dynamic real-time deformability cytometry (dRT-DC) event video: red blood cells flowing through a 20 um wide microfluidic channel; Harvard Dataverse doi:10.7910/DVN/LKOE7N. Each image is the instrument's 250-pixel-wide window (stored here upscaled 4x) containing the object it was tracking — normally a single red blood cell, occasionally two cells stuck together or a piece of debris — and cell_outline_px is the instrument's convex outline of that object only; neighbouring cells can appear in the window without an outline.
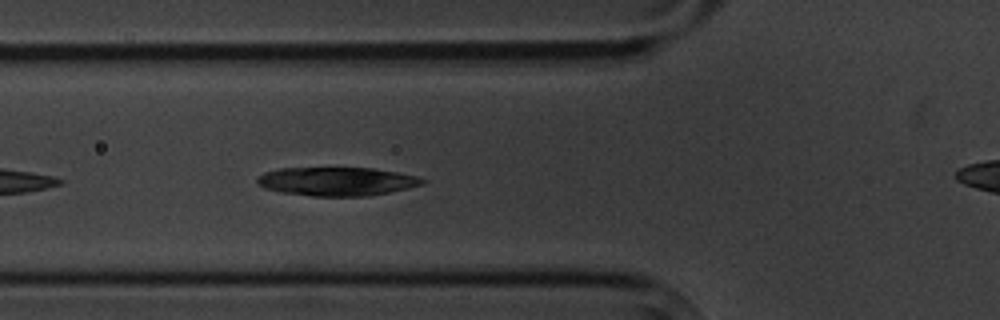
{"species": "common noctule bat (a hibernating species)", "species_latin": "Nyctalus noctula", "temperature_condition": "cold", "stored_images_in_passage": 7, "segment_of_instrument_passage": [1, 2], "camera_frame_rate_fps": 3000, "um_per_image_px": 0.085, "animal": {"sex": "male", "body_mass_g": 20.1, "forearm_length_mm": 53.5}, "frame": {"image": 1, "passage_image": 6, "time_ms": 5.667, "image_size_px": [1000, 320], "cell_outline_px": [[428, 180], [424, 184], [408, 188], [368, 196], [312, 196], [280, 192], [264, 188], [256, 184], [256, 180], [264, 172], [280, 168], [372, 168], [396, 172], [416, 176]], "centroid_in_image_um": [28.61, 15.42], "position_along_channel_um": 97.2, "area_um2": 27.57}}